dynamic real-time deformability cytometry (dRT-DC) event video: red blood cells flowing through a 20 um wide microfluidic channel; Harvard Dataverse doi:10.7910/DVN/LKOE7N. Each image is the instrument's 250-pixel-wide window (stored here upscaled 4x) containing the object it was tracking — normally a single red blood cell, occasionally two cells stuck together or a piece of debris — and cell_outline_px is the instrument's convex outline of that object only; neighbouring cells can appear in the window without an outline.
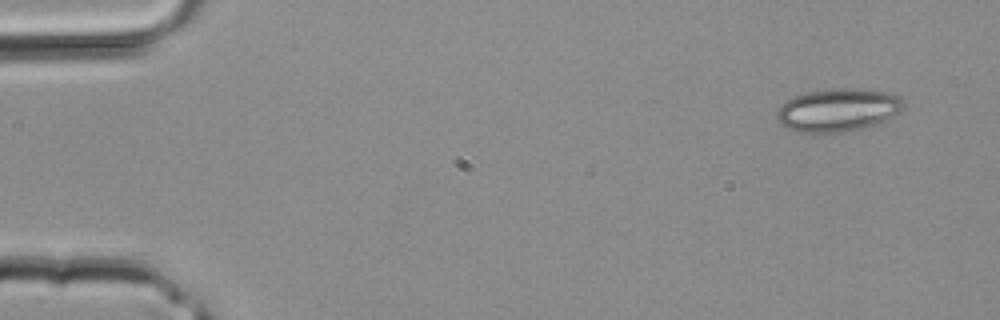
{"species": "common noctule bat (a hibernating species)", "species_latin": "Nyctalus noctula", "temperature_condition": "room temperature", "stored_images_in_passage": 2, "camera_frame_rate_fps": 3000, "um_per_image_px": 0.085, "animal": {"sex": "male", "body_mass_g": 20.4}, "frame": {"image": 1, "passage_image": 1, "time_ms": 0.0, "image_size_px": [1000, 320], "cell_outline_px": [[904, 108], [900, 112], [876, 124], [864, 128], [824, 136], [796, 132], [784, 128], [776, 120], [776, 112], [780, 104], [792, 96], [804, 92], [832, 88], [856, 88], [884, 92], [900, 96], [904, 104]], "centroid_in_image_um": [71.13, 9.39], "position_along_channel_um": 13.9, "area_um2": 32.89}}